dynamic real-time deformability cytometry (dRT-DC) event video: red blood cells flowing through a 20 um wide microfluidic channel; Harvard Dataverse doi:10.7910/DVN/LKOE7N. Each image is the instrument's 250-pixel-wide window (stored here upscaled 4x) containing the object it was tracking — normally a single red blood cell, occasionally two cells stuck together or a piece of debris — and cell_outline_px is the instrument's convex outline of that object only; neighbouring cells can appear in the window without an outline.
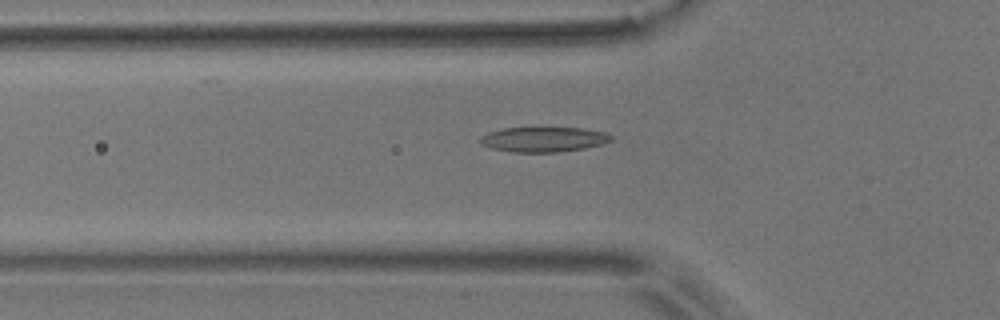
{"species": "common noctule bat (a hibernating species)", "species_latin": "Nyctalus noctula", "temperature_condition": "room temperature", "stored_images_in_passage": 43, "camera_frame_rate_fps": 3000, "um_per_image_px": 0.085, "animal": {"sex": "male", "body_mass_g": 17.9}, "frame": {"image": 1, "passage_image": 18, "time_ms": 5.667, "image_size_px": [1000, 320], "cell_outline_px": [[612, 140], [604, 144], [584, 148], [556, 152], [512, 152], [488, 148], [480, 144], [480, 136], [488, 132], [504, 128], [584, 128], [604, 132], [612, 136]], "centroid_in_image_um": [46.17, 11.85], "position_along_channel_um": 79.6, "area_um2": 19.13}}
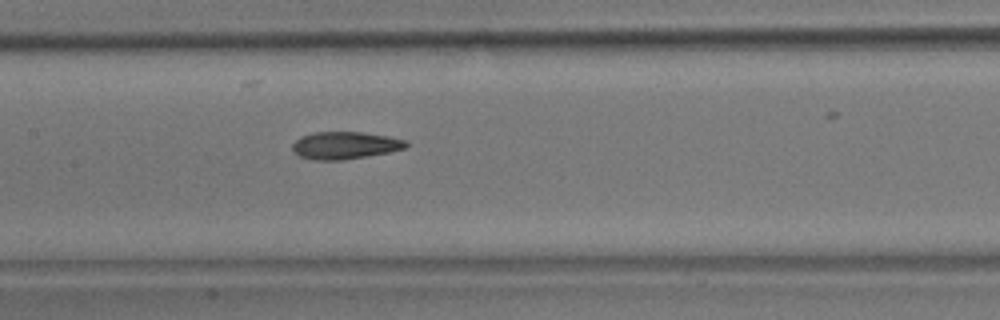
{"frame": {"image": 2, "passage_image": 26, "time_ms": 8.333, "image_size_px": [1000, 320], "cell_outline_px": [[408, 148], [388, 152], [344, 160], [312, 160], [300, 156], [292, 148], [292, 144], [300, 136], [312, 132], [360, 132], [388, 136], [408, 140]], "centroid_in_image_um": [29.34, 12.35], "position_along_channel_um": 178.1, "area_um2": 18.21}}
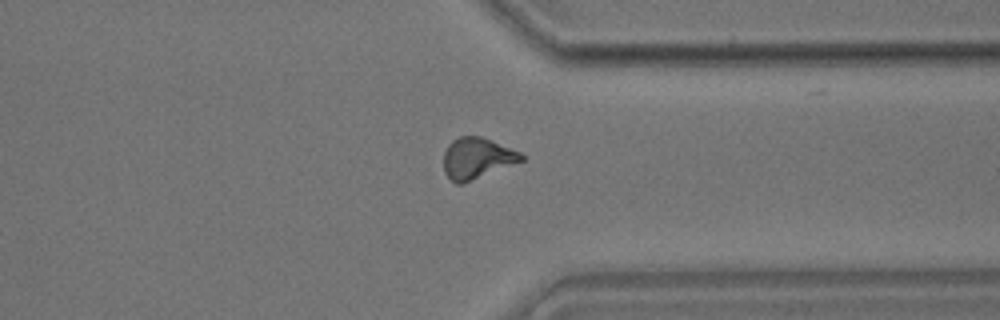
{"frame": {"image": 3, "passage_image": 42, "time_ms": 13.667, "image_size_px": [1000, 320], "cell_outline_px": [[524, 160], [464, 184], [456, 184], [444, 172], [444, 152], [448, 144], [452, 140], [460, 136], [480, 136], [520, 152], [524, 156]], "centroid_in_image_um": [40.52, 13.46], "position_along_channel_um": 370.9, "area_um2": 18.55}}